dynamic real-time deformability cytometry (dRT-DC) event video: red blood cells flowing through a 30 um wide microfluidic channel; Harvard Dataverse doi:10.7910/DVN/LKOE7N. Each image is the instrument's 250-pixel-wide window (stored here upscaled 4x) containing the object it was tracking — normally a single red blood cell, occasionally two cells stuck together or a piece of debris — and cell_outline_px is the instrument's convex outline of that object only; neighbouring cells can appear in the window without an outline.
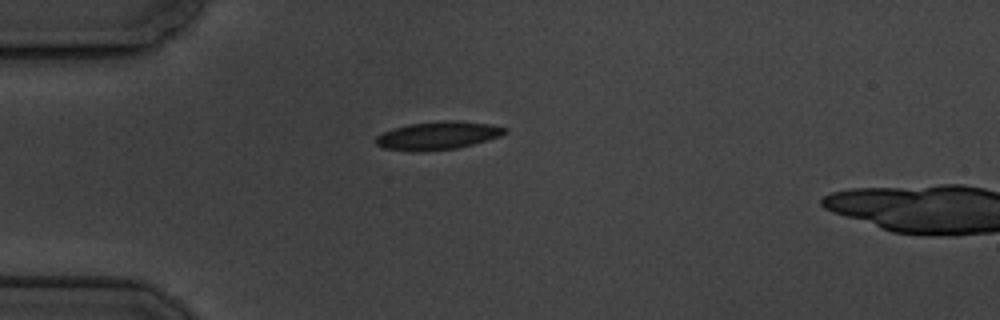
{"species": "common noctule bat (a hibernating species)", "species_latin": "Nyctalus noctula", "temperature_condition": "cold", "stored_images_in_passage": 3, "camera_frame_rate_fps": 3000, "um_per_image_px": 0.085, "animal": {"sex": "male", "body_mass_g": 19.5, "forearm_length_mm": 54.6}, "frame": {"image": 1, "passage_image": 3, "time_ms": 2.333, "image_size_px": [1000, 320], "cell_outline_px": [[508, 132], [500, 136], [488, 140], [456, 148], [424, 152], [384, 148], [376, 144], [372, 140], [376, 136], [392, 128], [408, 124], [444, 120], [456, 120], [492, 124], [508, 128]], "centroid_in_image_um": [37.22, 11.51], "position_along_channel_um": 47.8, "area_um2": 21.33}}